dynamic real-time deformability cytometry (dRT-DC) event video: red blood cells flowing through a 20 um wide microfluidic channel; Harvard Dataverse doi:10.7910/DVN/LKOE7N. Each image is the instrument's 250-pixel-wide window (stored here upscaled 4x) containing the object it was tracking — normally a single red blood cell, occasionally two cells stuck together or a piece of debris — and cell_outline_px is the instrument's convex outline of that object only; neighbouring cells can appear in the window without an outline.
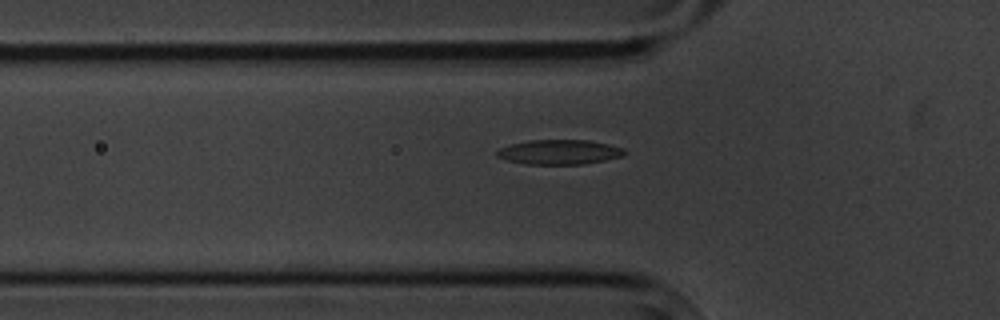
{"species": "common noctule bat (a hibernating species)", "species_latin": "Nyctalus noctula", "temperature_condition": "cold", "stored_images_in_passage": 4, "segment_of_instrument_passage": [2, 2], "camera_frame_rate_fps": 3000, "um_per_image_px": 0.085, "animal": {"sex": "male", "body_mass_g": 20.1, "forearm_length_mm": 53.5}, "frame": {"image": 1, "passage_image": 4, "time_ms": 3.667, "image_size_px": [1000, 320], "cell_outline_px": [[628, 152], [624, 156], [584, 164], [524, 164], [508, 160], [496, 156], [496, 152], [500, 148], [512, 144], [528, 140], [588, 140], [608, 144], [624, 148]], "centroid_in_image_um": [47.58, 12.92], "position_along_channel_um": 78.2, "area_um2": 18.38}}